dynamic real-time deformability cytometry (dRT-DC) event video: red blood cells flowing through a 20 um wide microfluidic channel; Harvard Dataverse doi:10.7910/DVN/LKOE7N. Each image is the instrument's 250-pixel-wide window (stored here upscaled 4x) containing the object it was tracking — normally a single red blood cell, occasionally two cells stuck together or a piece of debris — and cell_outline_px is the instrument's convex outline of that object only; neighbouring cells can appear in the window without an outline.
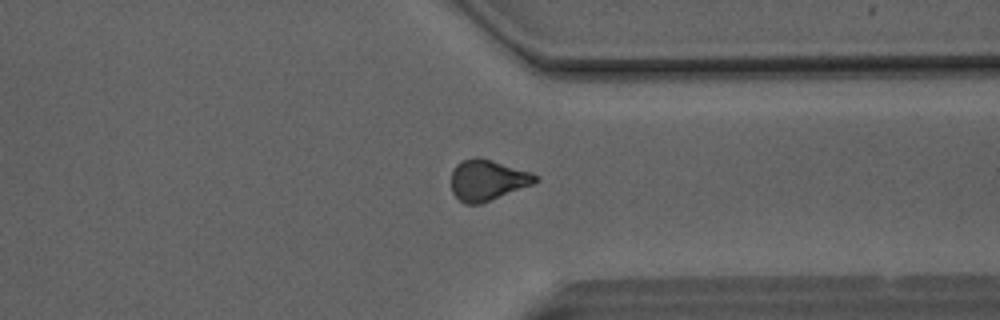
{"species": "Egyptian fruit bat (a non-hibernating species)", "species_latin": "Rousettus aegyptiacus", "temperature_condition": "room temperature", "stored_images_in_passage": 51, "camera_frame_rate_fps": 3000, "um_per_image_px": 0.085, "animal": {"sex": "male"}, "frame": {"image": 1, "passage_image": 39, "time_ms": 12.667, "image_size_px": [1000, 320], "cell_outline_px": [[540, 180], [532, 184], [480, 204], [464, 204], [452, 192], [452, 172], [456, 164], [460, 160], [476, 156], [480, 156], [532, 172]], "centroid_in_image_um": [41.42, 15.28], "position_along_channel_um": 370.0, "area_um2": 20.06}}
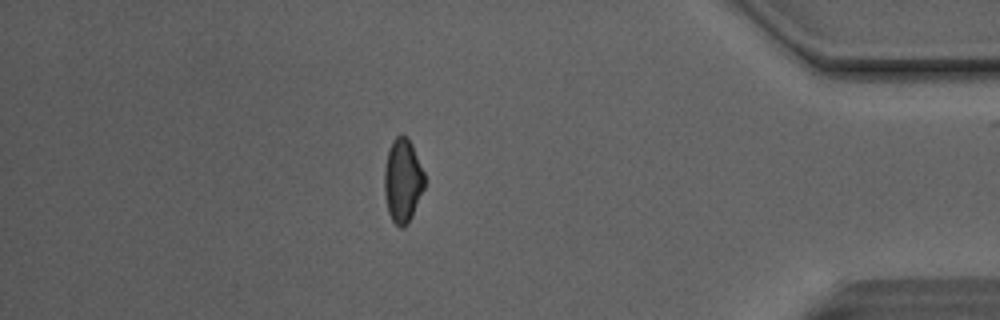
{"frame": {"image": 2, "passage_image": 44, "time_ms": 14.333, "image_size_px": [1000, 320], "cell_outline_px": [[424, 188], [412, 216], [408, 224], [404, 228], [400, 228], [392, 220], [388, 212], [384, 192], [384, 168], [388, 152], [392, 140], [400, 132], [408, 136], [412, 144], [424, 172]], "centroid_in_image_um": [34.22, 15.33], "position_along_channel_um": 401.0, "area_um2": 19.83}, "authors_computed_cell_mechanics": {"area_um2": 20.4034, "velocity_mm_per_s": 4.142, "shape_relaxation_time_tau1_ms": 8.0681, "shape_relaxation_time_tau2_ms": 2.5146, "deformation_change_tau1": 0.1552, "deformation_change_tau2": 0.0892}}